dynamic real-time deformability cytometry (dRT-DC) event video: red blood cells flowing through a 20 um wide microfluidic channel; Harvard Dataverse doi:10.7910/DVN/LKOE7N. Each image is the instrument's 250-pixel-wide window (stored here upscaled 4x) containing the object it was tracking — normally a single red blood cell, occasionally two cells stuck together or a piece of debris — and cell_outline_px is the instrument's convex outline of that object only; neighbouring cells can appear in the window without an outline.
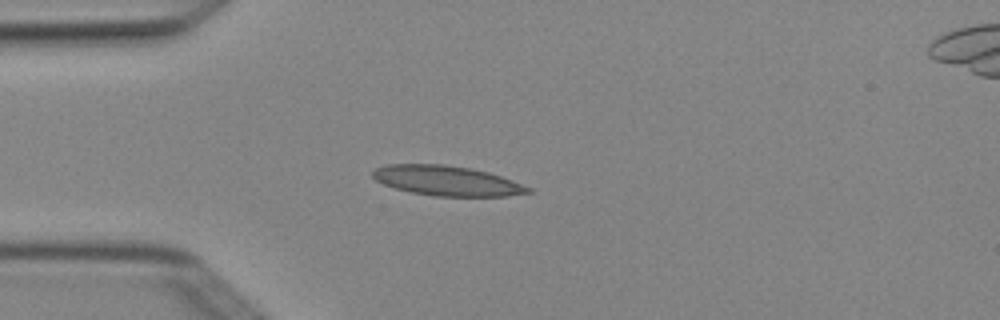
{"species": "Egyptian fruit bat (a non-hibernating species)", "species_latin": "Rousettus aegyptiacus", "temperature_condition": "cold", "stored_images_in_passage": 2, "camera_frame_rate_fps": 3000, "um_per_image_px": 0.085, "animal": {"sex": "female"}, "frame": {"image": 1, "passage_image": 2, "time_ms": 0.333, "image_size_px": [1000, 320], "cell_outline_px": [[532, 192], [508, 196], [436, 196], [412, 192], [396, 188], [384, 184], [376, 180], [372, 176], [372, 172], [376, 168], [388, 164], [444, 164], [472, 168], [488, 172], [512, 180], [532, 188]], "centroid_in_image_um": [38.0, 15.36], "position_along_channel_um": 47.0, "area_um2": 26.99}}